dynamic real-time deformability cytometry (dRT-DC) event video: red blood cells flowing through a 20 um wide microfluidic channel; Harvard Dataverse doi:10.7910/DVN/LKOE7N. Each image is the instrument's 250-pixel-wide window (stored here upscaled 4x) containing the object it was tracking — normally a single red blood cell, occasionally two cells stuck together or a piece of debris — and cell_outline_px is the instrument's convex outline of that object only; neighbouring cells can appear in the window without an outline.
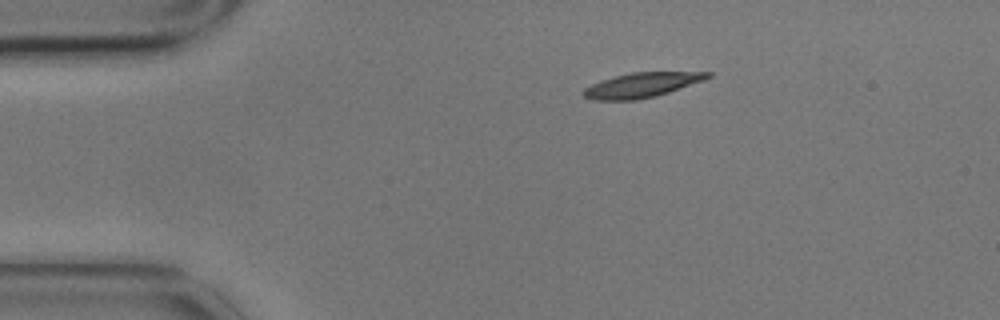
{"species": "common noctule bat (a hibernating species)", "species_latin": "Nyctalus noctula", "temperature_condition": "cold", "stored_images_in_passage": 12, "camera_frame_rate_fps": 3000, "um_per_image_px": 0.085, "animal": {"sex": "male", "body_mass_g": 17.9}, "frame": {"image": 1, "passage_image": 1, "time_ms": 0.0, "image_size_px": [1000, 320], "cell_outline_px": [[712, 76], [704, 80], [668, 92], [636, 100], [596, 100], [584, 96], [580, 92], [584, 88], [592, 84], [616, 76], [632, 72], [712, 72]], "centroid_in_image_um": [54.54, 7.22], "position_along_channel_um": 30.5, "area_um2": 17.57}}
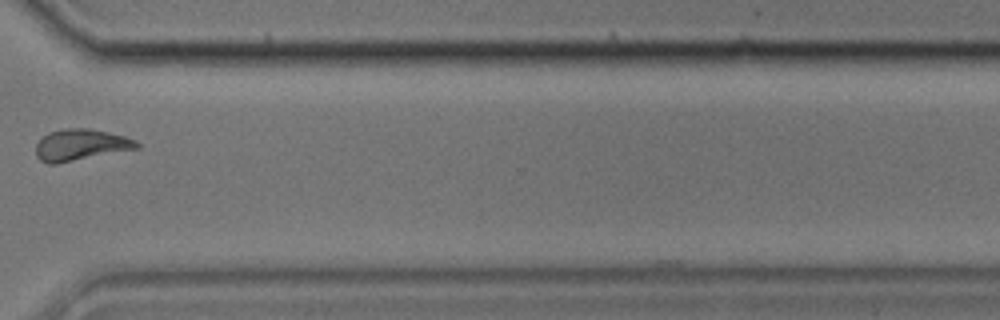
{"frame": {"image": 2, "passage_image": 10, "time_ms": 3.0, "image_size_px": [1000, 320], "cell_outline_px": [[140, 148], [56, 164], [48, 164], [40, 160], [36, 156], [36, 144], [48, 132], [64, 128], [88, 128], [108, 132], [124, 136], [136, 140], [140, 144]], "centroid_in_image_um": [6.86, 12.32], "position_along_channel_um": 363.7, "area_um2": 18.55}}
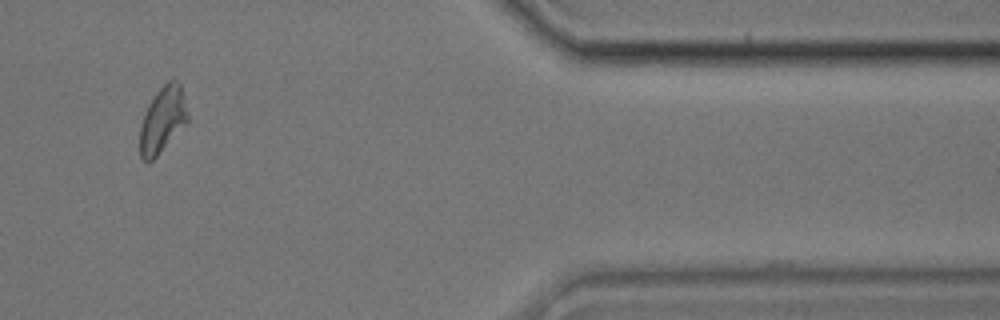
{"frame": {"image": 3, "passage_image": 11, "time_ms": 3.333, "image_size_px": [1000, 320], "cell_outline_px": [[188, 120], [156, 156], [148, 164], [140, 156], [140, 124], [148, 104], [156, 92], [172, 76], [180, 80], [188, 116]], "centroid_in_image_um": [13.81, 10.12], "position_along_channel_um": 397.6, "area_um2": 18.26}}